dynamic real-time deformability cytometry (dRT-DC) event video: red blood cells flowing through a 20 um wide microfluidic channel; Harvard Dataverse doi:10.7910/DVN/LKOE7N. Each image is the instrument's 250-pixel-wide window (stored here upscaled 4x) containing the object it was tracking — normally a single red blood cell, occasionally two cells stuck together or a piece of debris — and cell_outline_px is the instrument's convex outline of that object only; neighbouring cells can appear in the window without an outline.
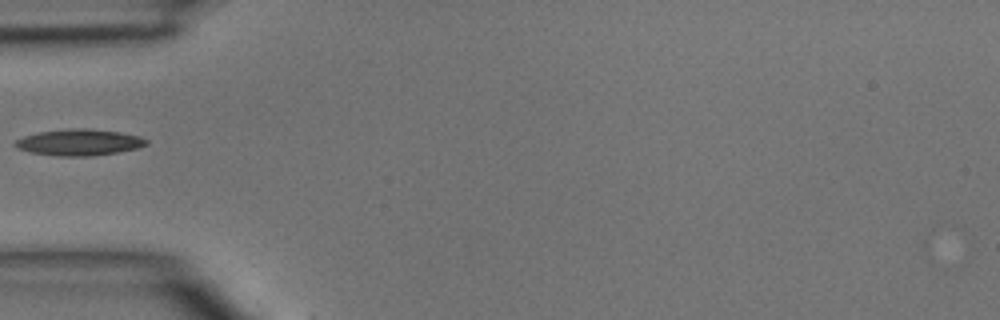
{"species": "common noctule bat (a hibernating species)", "species_latin": "Nyctalus noctula", "temperature_condition": "room temperature", "stored_images_in_passage": 11, "camera_frame_rate_fps": 3000, "um_per_image_px": 0.085, "animal": {"sex": "male", "body_mass_g": 15.6}, "frame": {"image": 1, "passage_image": 1, "time_ms": 0.0, "image_size_px": [1000, 320], "cell_outline_px": [[148, 144], [136, 148], [116, 152], [92, 156], [56, 156], [32, 152], [16, 148], [12, 144], [16, 140], [24, 136], [40, 132], [68, 128], [88, 128], [120, 132], [140, 136], [148, 140]], "centroid_in_image_um": [6.72, 12.09], "position_along_channel_um": 78.3, "area_um2": 20.11}}